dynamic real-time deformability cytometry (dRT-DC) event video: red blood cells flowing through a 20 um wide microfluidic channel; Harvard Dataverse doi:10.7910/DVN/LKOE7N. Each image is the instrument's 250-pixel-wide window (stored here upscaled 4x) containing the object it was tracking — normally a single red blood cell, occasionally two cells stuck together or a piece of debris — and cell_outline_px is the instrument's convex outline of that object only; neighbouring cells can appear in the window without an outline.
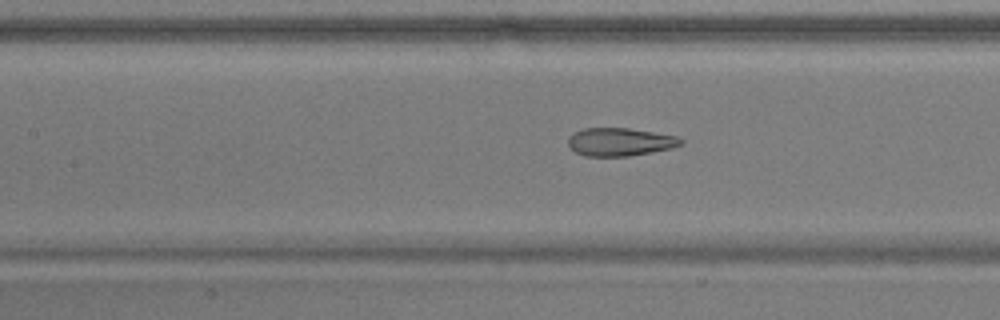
{"species": "common noctule bat (a hibernating species)", "species_latin": "Nyctalus noctula", "temperature_condition": "warm", "stored_images_in_passage": 54, "camera_frame_rate_fps": 3000, "um_per_image_px": 0.085, "animal": {"sex": "male", "body_mass_g": 17.9}, "frame": {"image": 1, "passage_image": 23, "time_ms": 7.333, "image_size_px": [1000, 320], "cell_outline_px": [[684, 144], [672, 148], [652, 152], [628, 156], [584, 156], [576, 152], [568, 144], [568, 136], [584, 128], [628, 128], [676, 136], [684, 140]], "centroid_in_image_um": [52.71, 12.06], "position_along_channel_um": 154.7, "area_um2": 18.38}}
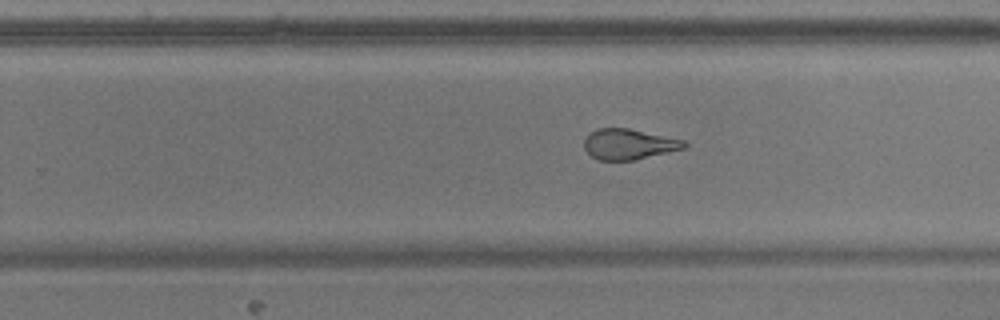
{"frame": {"image": 2, "passage_image": 33, "time_ms": 10.667, "image_size_px": [1000, 320], "cell_outline_px": [[688, 144], [684, 148], [668, 152], [632, 160], [600, 160], [592, 156], [584, 148], [584, 140], [592, 132], [600, 128], [628, 128], [684, 140]], "centroid_in_image_um": [53.45, 12.25], "position_along_channel_um": 276.3, "area_um2": 17.46}}
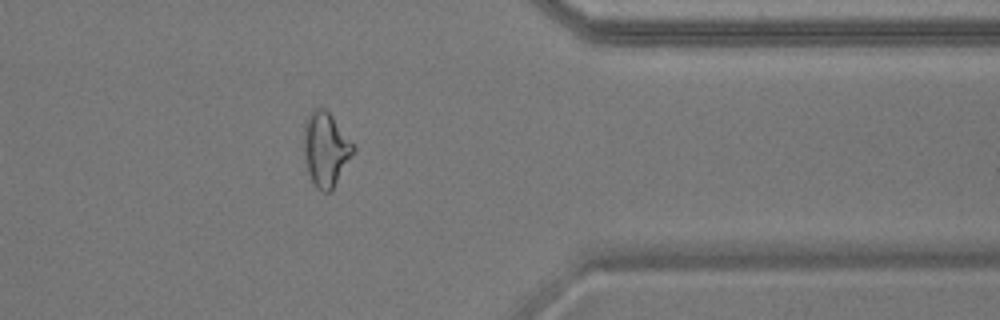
{"frame": {"image": 3, "passage_image": 43, "time_ms": 14.0, "image_size_px": [1000, 320], "cell_outline_px": [[356, 148], [332, 188], [328, 192], [324, 192], [316, 188], [308, 172], [304, 160], [304, 124], [312, 108], [324, 108], [332, 116]], "centroid_in_image_um": [27.65, 12.66], "position_along_channel_um": 383.7, "area_um2": 20.92}, "authors_computed_cell_mechanics": {"area_um2": 21.097, "velocity_mm_per_s": 3.6637, "shape_relaxation_time_tau1_ms": null, "shape_relaxation_time_tau2_ms": 0.9304, "deformation_change_tau1": null, "deformation_change_tau2": 0.0735}}